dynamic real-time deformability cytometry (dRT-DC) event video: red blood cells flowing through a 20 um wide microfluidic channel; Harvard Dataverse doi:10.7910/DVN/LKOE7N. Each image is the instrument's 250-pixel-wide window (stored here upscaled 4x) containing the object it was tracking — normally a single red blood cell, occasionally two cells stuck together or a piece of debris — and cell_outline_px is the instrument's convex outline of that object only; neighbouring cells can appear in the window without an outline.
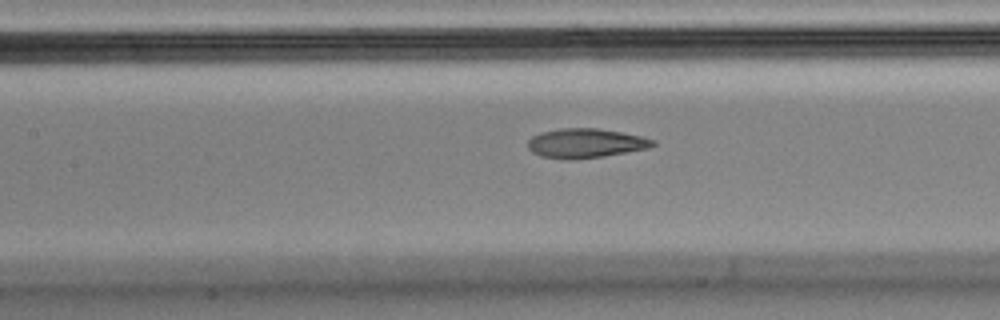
{"species": "Egyptian fruit bat (a non-hibernating species)", "species_latin": "Rousettus aegyptiacus", "temperature_condition": "cold", "stored_images_in_passage": 30, "camera_frame_rate_fps": 3000, "um_per_image_px": 0.085, "animal": {"sex": "male"}, "frame": {"image": 1, "passage_image": 9, "time_ms": 2.667, "image_size_px": [1000, 320], "cell_outline_px": [[656, 144], [648, 148], [604, 156], [572, 160], [568, 160], [540, 156], [532, 152], [528, 148], [528, 140], [532, 136], [540, 132], [560, 128], [596, 128], [620, 132], [640, 136], [656, 140]], "centroid_in_image_um": [49.74, 12.17], "position_along_channel_um": 157.7, "area_um2": 21.44}}
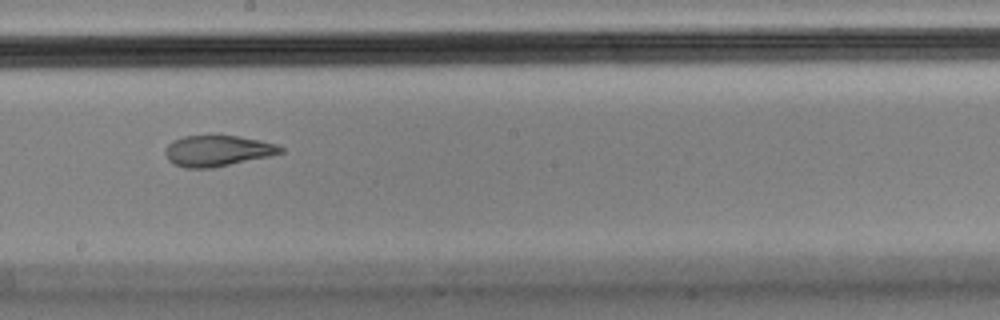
{"frame": {"image": 2, "passage_image": 15, "time_ms": 4.667, "image_size_px": [1000, 320], "cell_outline_px": [[284, 152], [268, 156], [212, 168], [184, 168], [172, 164], [168, 160], [164, 152], [164, 148], [172, 140], [184, 136], [240, 136], [260, 140], [276, 144], [284, 148]], "centroid_in_image_um": [18.44, 12.82], "position_along_channel_um": 229.8, "area_um2": 20.81}}
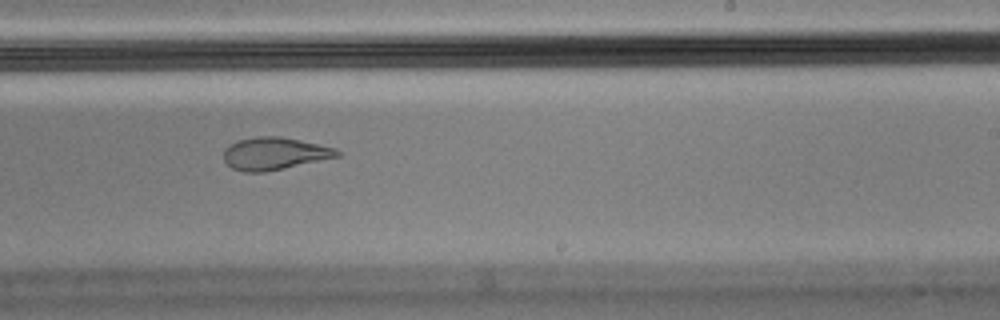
{"frame": {"image": 3, "passage_image": 18, "time_ms": 5.667, "image_size_px": [1000, 320], "cell_outline_px": [[340, 156], [284, 168], [264, 172], [244, 172], [232, 168], [224, 160], [224, 148], [228, 144], [236, 140], [256, 136], [280, 136], [300, 140], [336, 148], [340, 152]], "centroid_in_image_um": [23.29, 13.04], "position_along_channel_um": 265.7, "area_um2": 21.5}}